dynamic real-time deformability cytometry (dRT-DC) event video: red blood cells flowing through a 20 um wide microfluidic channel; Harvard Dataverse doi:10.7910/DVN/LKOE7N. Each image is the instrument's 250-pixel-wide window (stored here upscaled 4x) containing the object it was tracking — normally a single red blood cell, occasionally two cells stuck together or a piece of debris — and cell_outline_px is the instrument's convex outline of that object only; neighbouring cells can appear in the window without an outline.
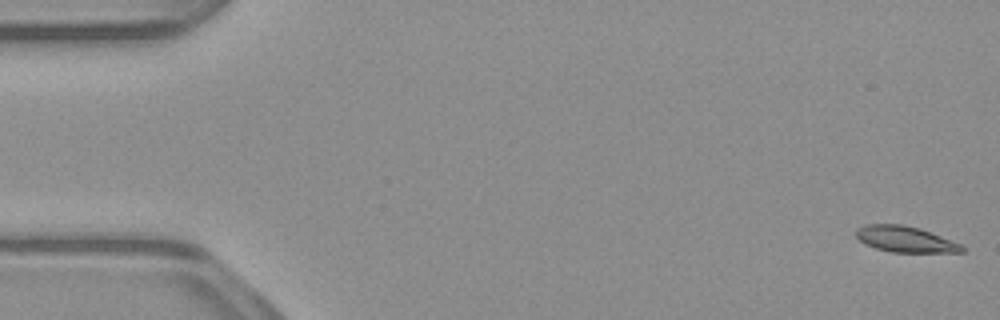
{"species": "common noctule bat (a hibernating species)", "species_latin": "Nyctalus noctula", "temperature_condition": "warm", "stored_images_in_passage": 52, "camera_frame_rate_fps": 3000, "um_per_image_px": 0.085, "animal": {"sex": "male", "body_mass_g": 23.1, "forearm_length_mm": 52.7}, "frame": {"image": 1, "passage_image": 1, "time_ms": 0.0, "image_size_px": [1000, 320], "cell_outline_px": [[964, 252], [892, 252], [876, 248], [864, 244], [856, 236], [856, 228], [864, 224], [904, 224], [920, 228], [960, 244], [964, 248]], "centroid_in_image_um": [76.9, 20.32], "position_along_channel_um": 8.1, "area_um2": 15.95}}
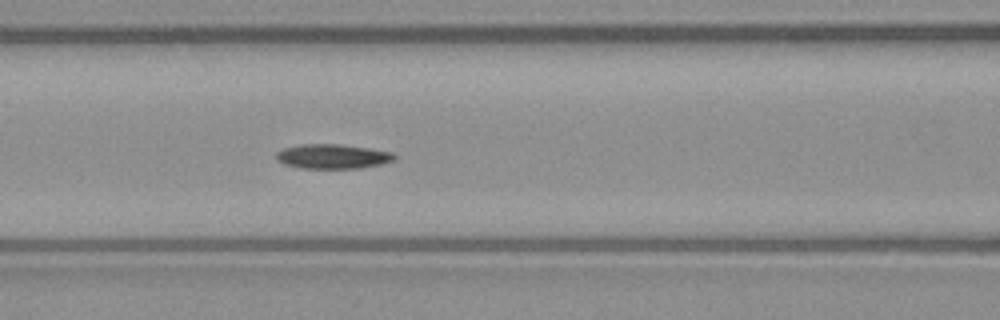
{"frame": {"image": 2, "passage_image": 22, "time_ms": 7.0, "image_size_px": [1000, 320], "cell_outline_px": [[396, 160], [380, 164], [360, 168], [300, 168], [284, 164], [276, 160], [276, 152], [284, 148], [300, 144], [340, 144], [368, 148], [392, 152], [396, 156]], "centroid_in_image_um": [28.26, 13.29], "position_along_channel_um": 138.3, "area_um2": 16.94}}
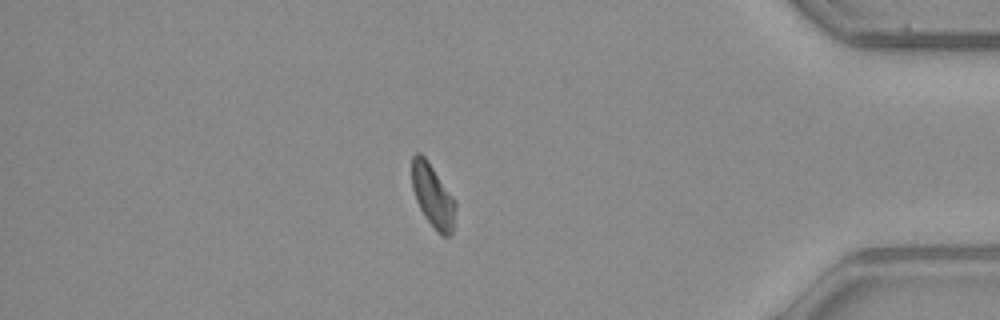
{"frame": {"image": 3, "passage_image": 45, "time_ms": 14.667, "image_size_px": [1000, 320], "cell_outline_px": [[456, 208], [452, 232], [448, 236], [440, 236], [436, 232], [424, 216], [416, 200], [412, 188], [412, 156], [416, 152], [420, 152], [428, 160], [456, 200]], "centroid_in_image_um": [36.79, 16.65], "position_along_channel_um": 398.4, "area_um2": 16.3}, "authors_computed_cell_mechanics": {"area_um2": 16.5019, "velocity_mm_per_s": 3.923, "shape_relaxation_time_tau1_ms": 9.8629, "shape_relaxation_time_tau2_ms": null, "deformation_change_tau1": 0.1544, "deformation_change_tau2": null}}